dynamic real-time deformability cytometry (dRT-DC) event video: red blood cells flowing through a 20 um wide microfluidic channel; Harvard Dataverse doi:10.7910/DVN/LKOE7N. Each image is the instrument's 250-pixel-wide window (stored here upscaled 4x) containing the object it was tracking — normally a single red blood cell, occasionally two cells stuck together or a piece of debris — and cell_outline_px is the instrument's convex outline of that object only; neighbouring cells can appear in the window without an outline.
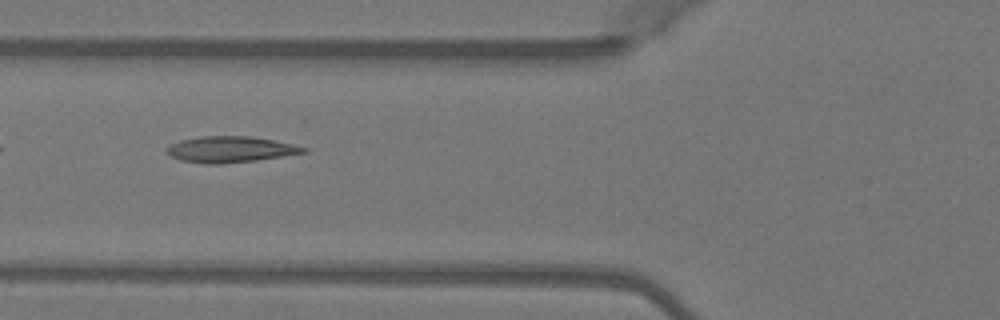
{"species": "Egyptian fruit bat (a non-hibernating species)", "species_latin": "Rousettus aegyptiacus", "temperature_condition": "warm", "stored_images_in_passage": 7, "camera_frame_rate_fps": 3000, "um_per_image_px": 0.085, "animal": {"sex": "female"}, "frame": {"image": 1, "passage_image": 6, "time_ms": 1.667, "image_size_px": [1000, 320], "cell_outline_px": [[308, 152], [256, 160], [220, 164], [208, 164], [180, 160], [164, 152], [164, 148], [168, 144], [180, 140], [204, 136], [252, 136], [292, 144], [308, 148]], "centroid_in_image_um": [19.53, 12.69], "position_along_channel_um": 106.3, "area_um2": 20.81}}
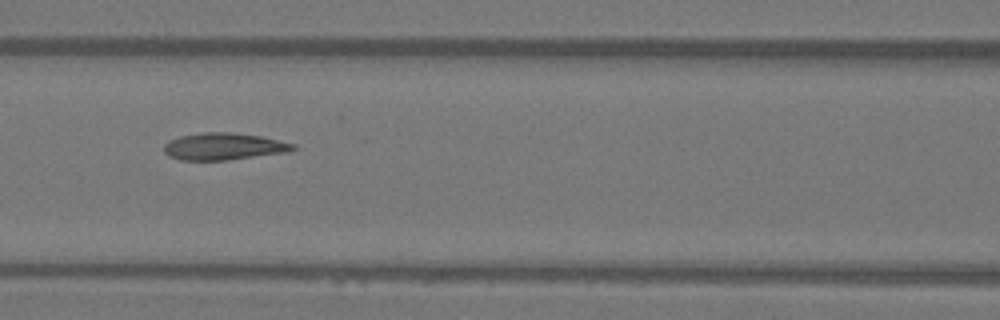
{"frame": {"image": 2, "passage_image": 7, "time_ms": 2.0, "image_size_px": [1000, 320], "cell_outline_px": [[296, 148], [288, 152], [228, 160], [180, 160], [168, 156], [164, 152], [164, 144], [168, 140], [180, 136], [204, 132], [228, 132], [260, 136], [296, 144]], "centroid_in_image_um": [18.99, 12.45], "position_along_channel_um": 147.6, "area_um2": 20.35}}